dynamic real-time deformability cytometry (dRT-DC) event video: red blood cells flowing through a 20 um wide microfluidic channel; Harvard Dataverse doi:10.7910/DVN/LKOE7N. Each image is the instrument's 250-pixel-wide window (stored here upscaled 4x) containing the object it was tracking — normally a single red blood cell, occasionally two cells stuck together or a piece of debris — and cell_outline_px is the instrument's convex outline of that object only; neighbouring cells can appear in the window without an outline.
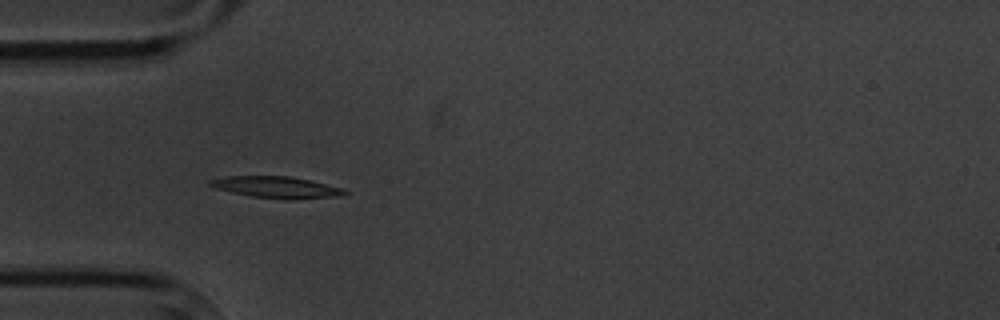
{"species": "common noctule bat (a hibernating species)", "species_latin": "Nyctalus noctula", "temperature_condition": "cold", "stored_images_in_passage": 2, "camera_frame_rate_fps": 3000, "um_per_image_px": 0.085, "animal": {"sex": "male", "body_mass_g": 20.1, "forearm_length_mm": 53.5}, "frame": {"image": 1, "passage_image": 1, "time_ms": 0.0, "image_size_px": [1000, 320], "cell_outline_px": [[348, 192], [340, 196], [252, 196], [232, 192], [216, 188], [208, 184], [208, 180], [228, 176], [288, 176], [308, 180], [344, 188]], "centroid_in_image_um": [23.4, 15.85], "position_along_channel_um": 61.6, "area_um2": 15.49}}
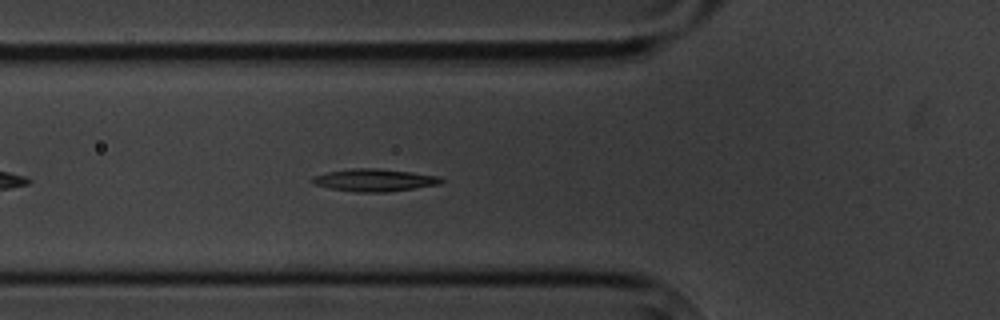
{"frame": {"image": 2, "passage_image": 2, "time_ms": 1.0, "image_size_px": [1000, 320], "cell_outline_px": [[444, 180], [440, 184], [416, 188], [388, 192], [356, 192], [328, 188], [312, 184], [308, 180], [312, 176], [328, 172], [352, 168], [380, 168], [412, 172], [440, 176]], "centroid_in_image_um": [31.79, 15.31], "position_along_channel_um": 94.0, "area_um2": 17.17}}